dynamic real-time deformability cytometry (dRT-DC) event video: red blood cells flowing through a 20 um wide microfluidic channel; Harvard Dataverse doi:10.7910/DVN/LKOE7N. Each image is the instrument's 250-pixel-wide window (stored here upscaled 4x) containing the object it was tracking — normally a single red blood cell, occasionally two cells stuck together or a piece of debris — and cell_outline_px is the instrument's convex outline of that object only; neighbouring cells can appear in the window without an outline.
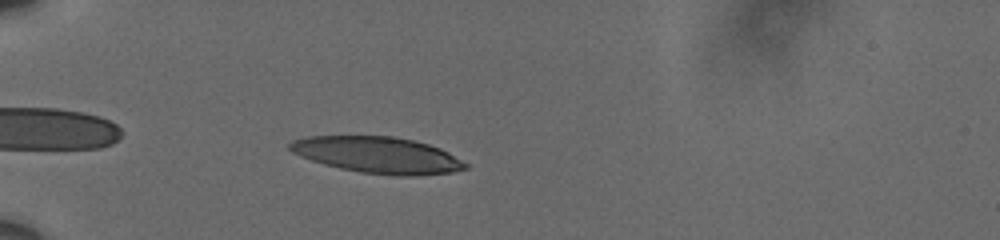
{"species": "human", "species_latin": "Homo sapiens", "temperature_condition": "cold", "stored_images_in_passage": 44, "camera_frame_rate_fps": 3000, "um_per_image_px": 0.085, "donor": {"sex": "male"}, "frame": {"image": 1, "passage_image": 4, "time_ms": 1.0, "image_size_px": [1000, 240], "cell_outline_px": [[464, 168], [448, 172], [368, 172], [344, 168], [328, 164], [304, 156], [288, 148], [296, 140], [316, 136], [388, 136], [408, 140], [424, 144], [436, 148], [452, 156], [464, 164]], "centroid_in_image_um": [31.99, 13.1], "position_along_channel_um": 53.0, "area_um2": 33.58}}
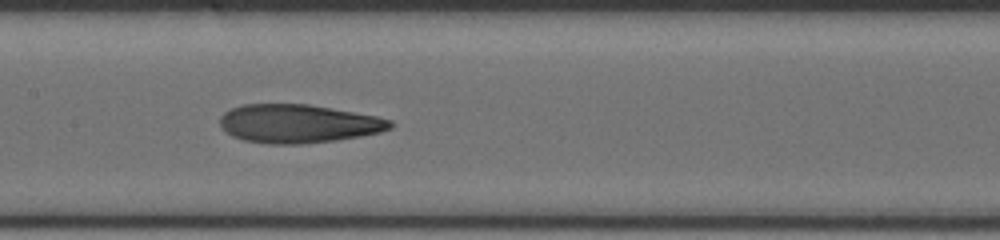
{"frame": {"image": 2, "passage_image": 17, "time_ms": 5.333, "image_size_px": [1000, 240], "cell_outline_px": [[392, 124], [388, 128], [376, 132], [328, 140], [252, 140], [236, 136], [228, 132], [224, 128], [224, 116], [228, 112], [236, 108], [252, 104], [304, 104], [372, 116], [388, 120]], "centroid_in_image_um": [25.38, 10.44], "position_along_channel_um": 182.0, "area_um2": 34.22}}
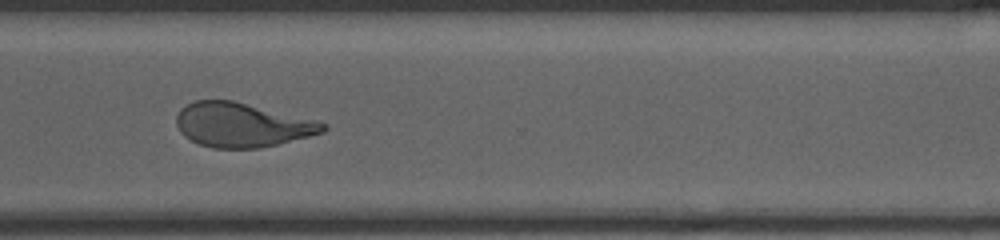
{"frame": {"image": 3, "passage_image": 31, "time_ms": 10.0, "image_size_px": [1000, 240], "cell_outline_px": [[324, 128], [320, 132], [272, 144], [252, 148], [220, 148], [204, 144], [192, 140], [180, 128], [176, 120], [180, 112], [188, 104], [196, 100], [228, 100], [324, 124]], "centroid_in_image_um": [20.45, 10.61], "position_along_channel_um": 350.2, "area_um2": 35.03}, "authors_computed_cell_mechanics": {"area_um2": 34.7956, "velocity_mm_per_s": 3.6142, "shape_relaxation_time_tau1_ms": null, "shape_relaxation_time_tau2_ms": 2.2671, "deformation_change_tau1": null, "deformation_change_tau2": 0.1126}}